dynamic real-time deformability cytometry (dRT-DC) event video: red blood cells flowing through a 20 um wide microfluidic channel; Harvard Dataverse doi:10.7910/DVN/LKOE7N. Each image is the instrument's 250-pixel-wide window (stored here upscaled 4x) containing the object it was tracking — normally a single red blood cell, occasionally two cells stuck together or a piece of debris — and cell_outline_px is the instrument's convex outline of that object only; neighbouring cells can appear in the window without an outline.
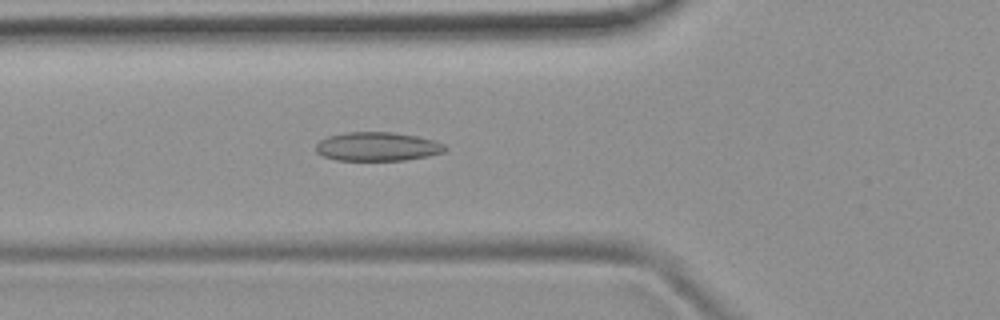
{"species": "common noctule bat (a hibernating species)", "species_latin": "Nyctalus noctula", "temperature_condition": "room temperature", "stored_images_in_passage": 53, "camera_frame_rate_fps": 3000, "um_per_image_px": 0.085, "animal": {"sex": "female", "body_mass_g": 19.9}, "frame": {"image": 1, "passage_image": 19, "time_ms": 6.0, "image_size_px": [1000, 320], "cell_outline_px": [[448, 148], [444, 152], [428, 156], [404, 160], [336, 160], [324, 156], [316, 152], [316, 144], [320, 140], [328, 136], [344, 132], [392, 132], [416, 136], [436, 140], [444, 144]], "centroid_in_image_um": [32.09, 12.45], "position_along_channel_um": 93.7, "area_um2": 21.79}}
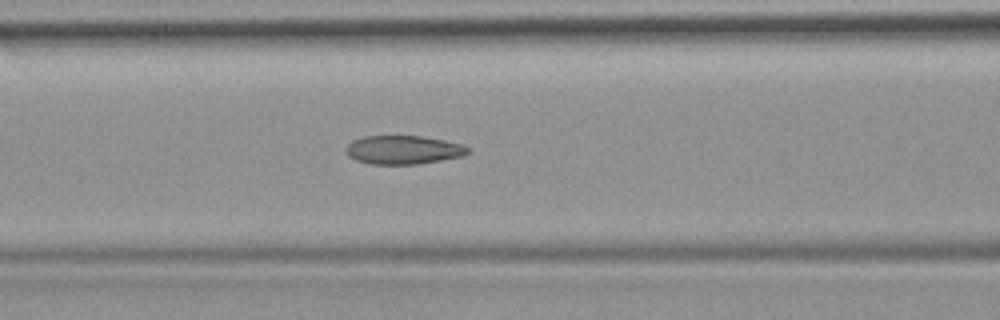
{"frame": {"image": 2, "passage_image": 22, "time_ms": 7.0, "image_size_px": [1000, 320], "cell_outline_px": [[472, 152], [464, 156], [416, 164], [372, 164], [356, 160], [348, 156], [344, 152], [344, 148], [352, 140], [364, 136], [420, 136], [444, 140], [464, 144], [472, 148]], "centroid_in_image_um": [34.31, 12.73], "position_along_channel_um": 132.3, "area_um2": 20.63}}
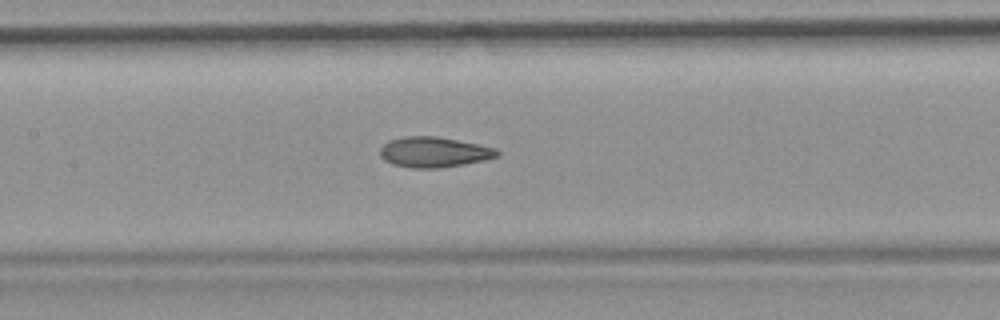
{"frame": {"image": 3, "passage_image": 25, "time_ms": 8.0, "image_size_px": [1000, 320], "cell_outline_px": [[500, 156], [484, 160], [464, 164], [440, 168], [412, 168], [392, 164], [384, 160], [380, 156], [380, 148], [388, 140], [404, 136], [436, 136], [496, 148], [500, 152]], "centroid_in_image_um": [36.87, 12.93], "position_along_channel_um": 170.5, "area_um2": 20.75}, "authors_computed_cell_mechanics": {"area_um2": 20.8658, "velocity_mm_per_s": 3.8179, "shape_relaxation_time_tau1_ms": null, "shape_relaxation_time_tau2_ms": 2.9112, "deformation_change_tau1": null, "deformation_change_tau2": 0.1009}}